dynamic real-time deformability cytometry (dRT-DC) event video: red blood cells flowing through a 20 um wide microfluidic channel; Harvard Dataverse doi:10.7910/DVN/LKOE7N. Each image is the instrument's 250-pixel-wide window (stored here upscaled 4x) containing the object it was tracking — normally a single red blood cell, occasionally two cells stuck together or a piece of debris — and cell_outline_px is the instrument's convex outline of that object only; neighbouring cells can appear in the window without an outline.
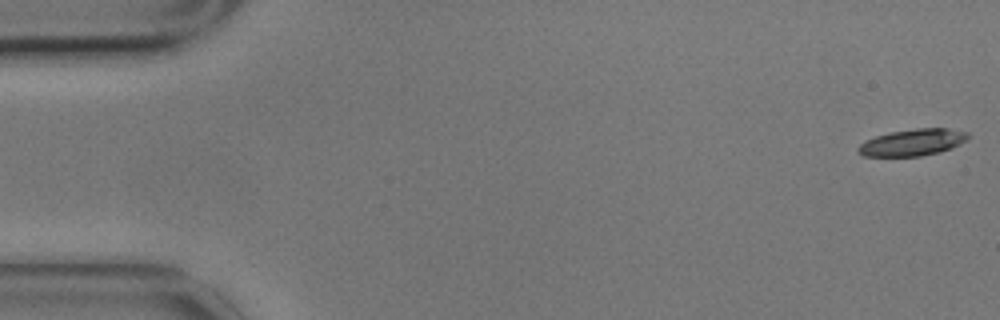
{"species": "common noctule bat (a hibernating species)", "species_latin": "Nyctalus noctula", "temperature_condition": "cold", "stored_images_in_passage": 56, "camera_frame_rate_fps": 3000, "um_per_image_px": 0.085, "animal": {"sex": "male", "body_mass_g": 17.9}, "frame": {"image": 1, "passage_image": 1, "time_ms": 0.0, "image_size_px": [1000, 320], "cell_outline_px": [[972, 136], [952, 148], [920, 156], [864, 156], [856, 148], [860, 144], [876, 136], [892, 132], [916, 128], [948, 128], [968, 132]], "centroid_in_image_um": [77.61, 12.09], "position_along_channel_um": 7.4, "area_um2": 16.88}}
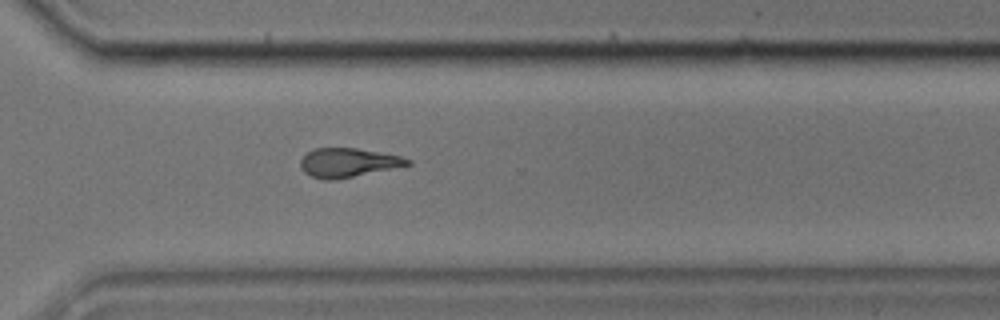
{"frame": {"image": 2, "passage_image": 40, "time_ms": 13.0, "image_size_px": [1000, 320], "cell_outline_px": [[412, 164], [336, 180], [324, 180], [312, 176], [304, 172], [300, 168], [300, 160], [308, 152], [316, 148], [356, 148], [400, 156], [412, 160]], "centroid_in_image_um": [29.57, 13.83], "position_along_channel_um": 341.0, "area_um2": 17.98}}
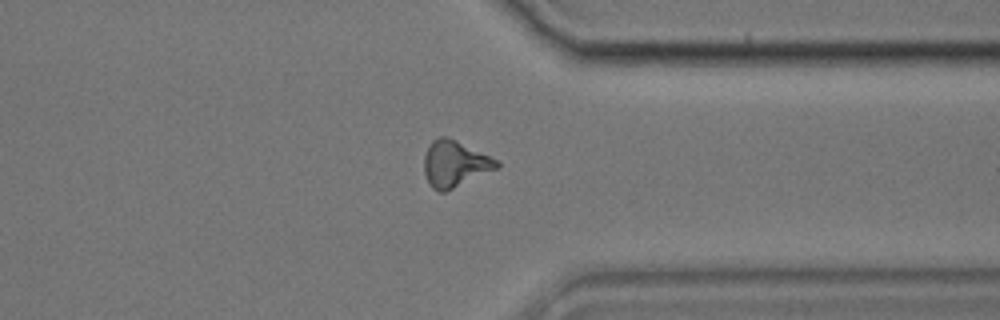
{"frame": {"image": 3, "passage_image": 43, "time_ms": 14.0, "image_size_px": [1000, 320], "cell_outline_px": [[500, 168], [444, 192], [440, 192], [432, 188], [424, 172], [424, 156], [428, 144], [432, 140], [440, 136], [444, 136], [456, 140], [500, 160]], "centroid_in_image_um": [38.69, 13.91], "position_along_channel_um": 372.7, "area_um2": 19.77}, "authors_computed_cell_mechanics": {"area_um2": 18.5249, "velocity_mm_per_s": 3.4893, "shape_relaxation_time_tau1_ms": 5.962, "shape_relaxation_time_tau2_ms": 5.3642, "deformation_change_tau1": 0.1689, "deformation_change_tau2": 0.1446}}